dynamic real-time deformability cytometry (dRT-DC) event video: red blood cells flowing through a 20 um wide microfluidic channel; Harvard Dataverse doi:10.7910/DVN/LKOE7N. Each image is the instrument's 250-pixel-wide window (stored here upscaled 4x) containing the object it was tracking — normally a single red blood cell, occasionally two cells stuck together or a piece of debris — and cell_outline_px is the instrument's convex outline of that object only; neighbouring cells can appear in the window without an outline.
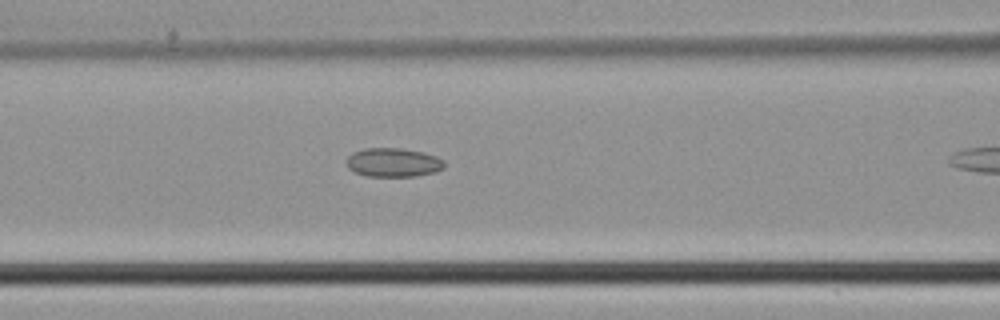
{"species": "common noctule bat (a hibernating species)", "species_latin": "Nyctalus noctula", "temperature_condition": "cold", "stored_images_in_passage": 11, "camera_frame_rate_fps": 3000, "um_per_image_px": 0.085, "animal": {"sex": "male", "body_mass_g": 21.5, "forearm_length_mm": 52.0}, "frame": {"image": 1, "passage_image": 10, "time_ms": 3.0, "image_size_px": [1000, 320], "cell_outline_px": [[444, 168], [436, 172], [416, 176], [368, 176], [356, 172], [348, 168], [348, 156], [352, 152], [364, 148], [400, 148], [424, 152], [436, 156], [444, 160]], "centroid_in_image_um": [33.46, 13.8], "position_along_channel_um": 133.1, "area_um2": 16.47}}